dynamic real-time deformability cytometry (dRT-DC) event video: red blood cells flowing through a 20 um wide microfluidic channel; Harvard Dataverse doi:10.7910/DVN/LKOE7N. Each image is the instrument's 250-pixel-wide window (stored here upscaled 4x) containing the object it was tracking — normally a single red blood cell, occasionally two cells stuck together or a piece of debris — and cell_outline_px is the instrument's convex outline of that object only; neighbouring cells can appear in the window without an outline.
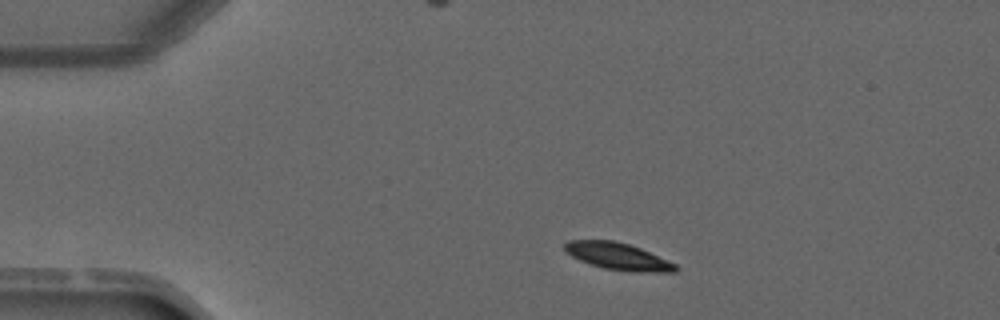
{"species": "common noctule bat (a hibernating species)", "species_latin": "Nyctalus noctula", "temperature_condition": "warm", "stored_images_in_passage": 2, "camera_frame_rate_fps": 3000, "um_per_image_px": 0.085, "animal": {"sex": "male", "forearm_length_mm": 52.5}, "frame": {"image": 1, "passage_image": 1, "time_ms": 0.0, "image_size_px": [1000, 320], "cell_outline_px": [[680, 268], [676, 272], [640, 272], [604, 268], [580, 260], [572, 256], [564, 248], [564, 244], [568, 240], [616, 240], [640, 248], [676, 264]], "centroid_in_image_um": [52.56, 21.78], "position_along_channel_um": 32.4, "area_um2": 17.22}}